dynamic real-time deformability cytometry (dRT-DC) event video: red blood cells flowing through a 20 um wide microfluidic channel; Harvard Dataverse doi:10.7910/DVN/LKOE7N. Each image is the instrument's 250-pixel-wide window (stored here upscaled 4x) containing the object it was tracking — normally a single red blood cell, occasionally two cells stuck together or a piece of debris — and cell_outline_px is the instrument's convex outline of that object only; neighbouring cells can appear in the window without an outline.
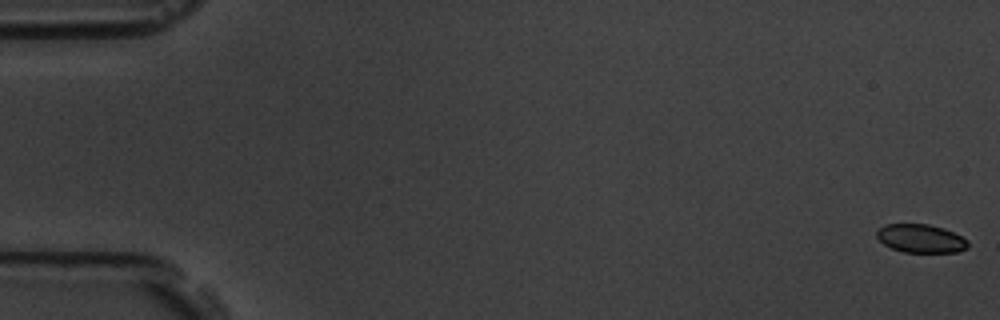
{"species": "common noctule bat (a hibernating species)", "species_latin": "Nyctalus noctula", "temperature_condition": "room temperature", "stored_images_in_passage": 6, "camera_frame_rate_fps": 3000, "um_per_image_px": 0.085, "animal": {"sex": "male", "body_mass_g": 19.5, "forearm_length_mm": 54.6}, "frame": {"image": 1, "passage_image": 1, "time_ms": 0.0, "image_size_px": [1000, 320], "cell_outline_px": [[968, 248], [956, 252], [904, 252], [892, 248], [884, 244], [876, 236], [876, 232], [884, 224], [928, 224], [944, 228], [968, 240]], "centroid_in_image_um": [78.27, 20.27], "position_along_channel_um": 6.7, "area_um2": 15.03}}
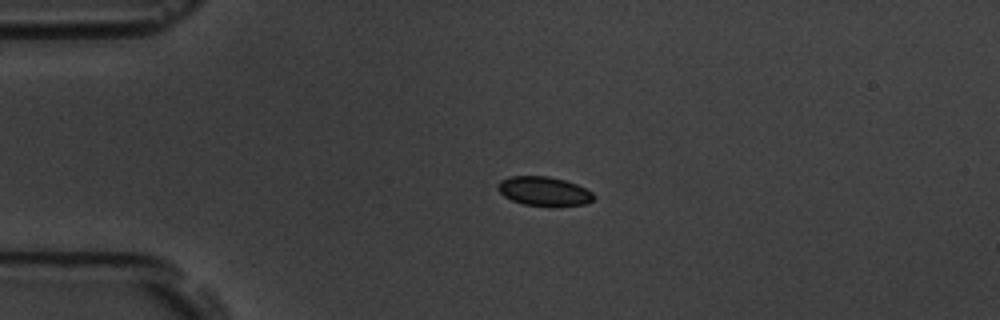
{"frame": {"image": 2, "passage_image": 4, "time_ms": 4.333, "image_size_px": [1000, 320], "cell_outline_px": [[596, 196], [592, 200], [584, 204], [524, 204], [512, 200], [504, 196], [496, 188], [496, 184], [500, 180], [512, 176], [548, 176], [564, 180], [576, 184], [592, 192]], "centroid_in_image_um": [46.18, 16.21], "position_along_channel_um": 38.8, "area_um2": 15.72}}
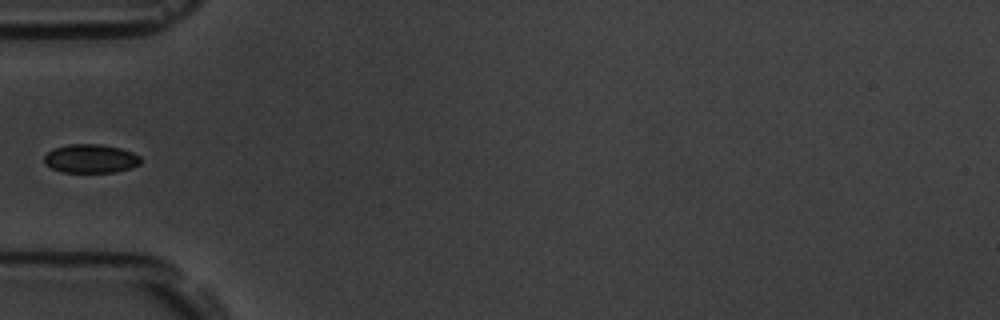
{"frame": {"image": 3, "passage_image": 6, "time_ms": 6.333, "image_size_px": [1000, 320], "cell_outline_px": [[140, 164], [132, 168], [116, 172], [64, 172], [52, 168], [44, 164], [44, 156], [48, 152], [56, 148], [68, 144], [100, 144], [120, 148], [132, 152], [140, 156]], "centroid_in_image_um": [7.72, 13.48], "position_along_channel_um": 77.3, "area_um2": 16.13}}